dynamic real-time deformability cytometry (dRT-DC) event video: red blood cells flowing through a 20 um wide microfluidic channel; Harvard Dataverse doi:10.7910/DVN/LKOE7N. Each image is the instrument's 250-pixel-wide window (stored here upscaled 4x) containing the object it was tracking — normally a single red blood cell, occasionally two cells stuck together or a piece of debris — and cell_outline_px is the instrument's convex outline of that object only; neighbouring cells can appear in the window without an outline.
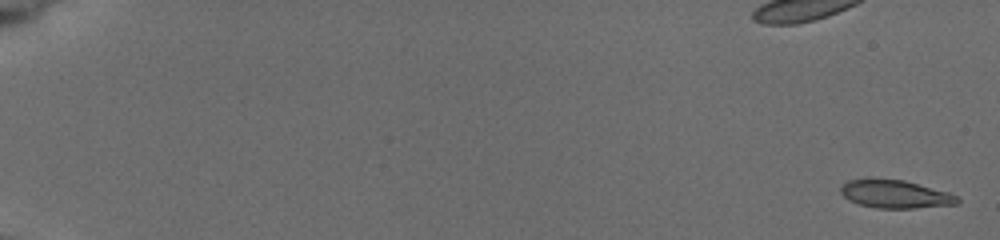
{"species": "common noctule bat (a hibernating species)", "species_latin": "Nyctalus noctula", "temperature_condition": "cold", "stored_images_in_passage": 9, "camera_frame_rate_fps": 3000, "um_per_image_px": 0.085, "animal": {"sex": "female", "body_mass_g": 19.5, "forearm_length_mm": 54.1}, "frame": {"image": 1, "passage_image": 1, "time_ms": 0.0, "image_size_px": [1000, 240], "cell_outline_px": [[960, 200], [956, 204], [916, 208], [876, 208], [860, 204], [848, 200], [840, 192], [840, 188], [848, 180], [868, 176], [904, 180], [948, 192], [956, 196]], "centroid_in_image_um": [76.03, 16.47], "position_along_channel_um": 9.0, "area_um2": 19.42}}